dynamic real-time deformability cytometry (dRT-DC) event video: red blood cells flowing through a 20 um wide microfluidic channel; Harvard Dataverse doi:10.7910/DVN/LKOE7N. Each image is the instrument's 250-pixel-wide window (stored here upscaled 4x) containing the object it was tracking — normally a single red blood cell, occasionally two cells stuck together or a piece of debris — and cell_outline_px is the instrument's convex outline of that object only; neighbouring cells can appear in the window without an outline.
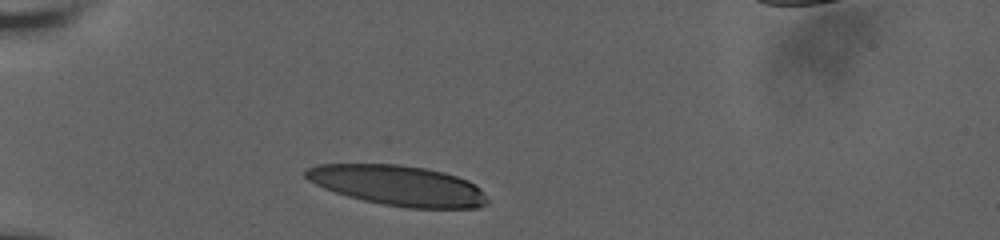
{"species": "human", "species_latin": "Homo sapiens", "temperature_condition": "room temperature", "stored_images_in_passage": 3, "camera_frame_rate_fps": 3000, "um_per_image_px": 0.085, "donor": {"sex": "male"}, "frame": {"image": 1, "passage_image": 1, "time_ms": 0.0, "image_size_px": [1000, 240], "cell_outline_px": [[488, 204], [476, 208], [408, 208], [380, 204], [348, 196], [324, 188], [308, 180], [304, 176], [304, 172], [308, 168], [316, 164], [400, 164], [424, 168], [444, 172], [468, 180], [480, 188], [488, 200]], "centroid_in_image_um": [33.84, 15.77], "position_along_channel_um": 51.2, "area_um2": 42.6}}
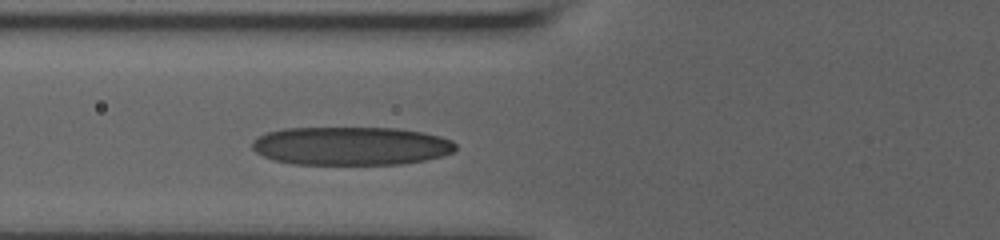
{"frame": {"image": 2, "passage_image": 3, "time_ms": 2.0, "image_size_px": [1000, 240], "cell_outline_px": [[456, 148], [452, 152], [444, 156], [424, 160], [400, 164], [292, 164], [272, 160], [256, 152], [252, 148], [252, 140], [268, 132], [284, 128], [396, 128], [420, 132], [440, 136], [452, 140], [456, 144]], "centroid_in_image_um": [29.83, 12.41], "position_along_channel_um": 96.0, "area_um2": 45.6}}